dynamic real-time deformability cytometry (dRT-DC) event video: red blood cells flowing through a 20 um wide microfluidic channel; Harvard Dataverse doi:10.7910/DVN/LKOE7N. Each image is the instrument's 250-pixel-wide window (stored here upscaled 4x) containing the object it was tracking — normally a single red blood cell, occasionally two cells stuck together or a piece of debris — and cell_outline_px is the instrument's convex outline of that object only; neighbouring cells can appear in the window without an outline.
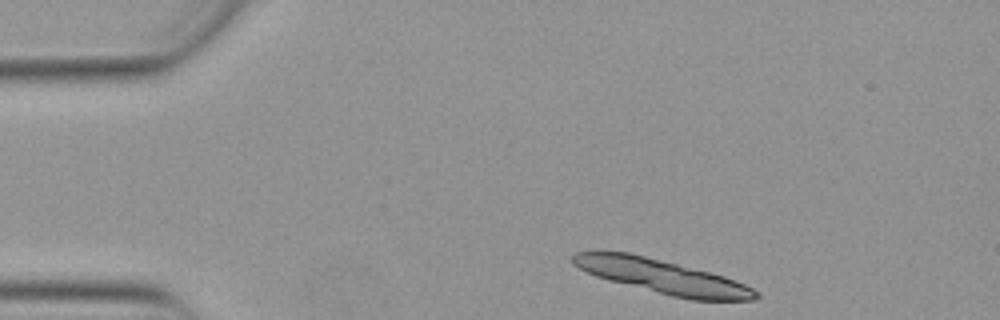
{"species": "Egyptian fruit bat (a non-hibernating species)", "species_latin": "Rousettus aegyptiacus", "temperature_condition": "warm", "stored_images_in_passage": 8, "camera_frame_rate_fps": 3000, "um_per_image_px": 0.085, "animal": {"sex": "female"}, "frame": {"image": 1, "passage_image": 1, "time_ms": 0.0, "image_size_px": [1000, 320], "cell_outline_px": [[760, 296], [752, 300], [692, 300], [672, 296], [608, 280], [596, 276], [572, 264], [572, 256], [576, 252], [628, 252], [724, 276], [736, 280], [760, 292]], "centroid_in_image_um": [56.32, 23.52], "position_along_channel_um": 28.7, "area_um2": 35.6}}